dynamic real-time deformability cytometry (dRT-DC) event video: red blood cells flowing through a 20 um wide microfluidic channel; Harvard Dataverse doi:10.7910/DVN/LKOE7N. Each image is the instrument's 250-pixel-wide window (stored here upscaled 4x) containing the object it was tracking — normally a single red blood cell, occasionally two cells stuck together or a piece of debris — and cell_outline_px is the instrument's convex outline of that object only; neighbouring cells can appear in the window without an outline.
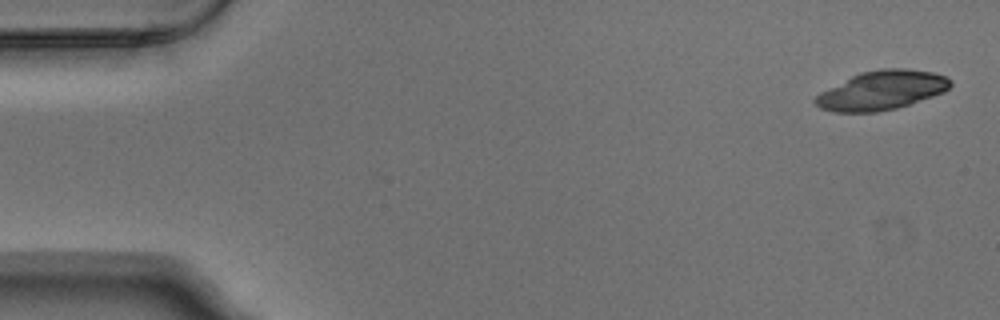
{"species": "Egyptian fruit bat (a non-hibernating species)", "species_latin": "Rousettus aegyptiacus", "temperature_condition": "warm", "stored_images_in_passage": 8, "camera_frame_rate_fps": 3000, "um_per_image_px": 0.085, "animal": {"sex": "male"}, "frame": {"image": 1, "passage_image": 1, "time_ms": 0.0, "image_size_px": [1000, 320], "cell_outline_px": [[952, 84], [944, 92], [896, 108], [876, 112], [832, 112], [820, 108], [812, 100], [820, 92], [860, 72], [880, 68], [904, 68], [932, 72], [944, 76], [952, 80]], "centroid_in_image_um": [74.92, 7.67], "position_along_channel_um": 10.1, "area_um2": 30.58}}
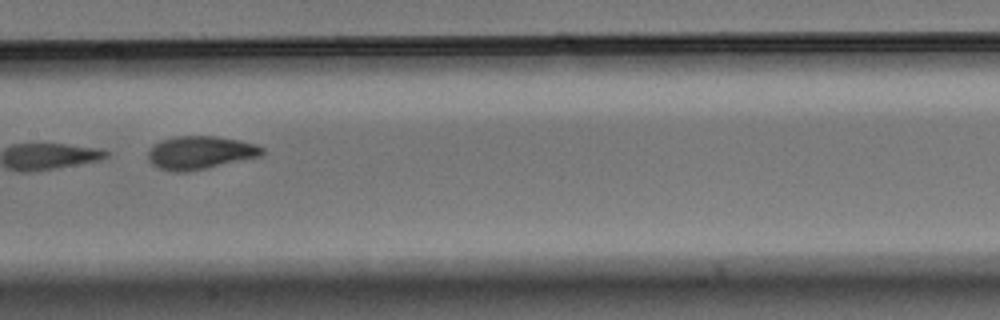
{"frame": {"image": 2, "passage_image": 6, "time_ms": 1.667, "image_size_px": [1000, 320], "cell_outline_px": [[264, 152], [260, 156], [208, 168], [188, 172], [172, 172], [160, 168], [152, 164], [148, 160], [148, 152], [160, 140], [176, 136], [216, 136], [240, 140], [256, 144], [264, 148]], "centroid_in_image_um": [17.02, 12.98], "position_along_channel_um": 190.4, "area_um2": 22.08}}
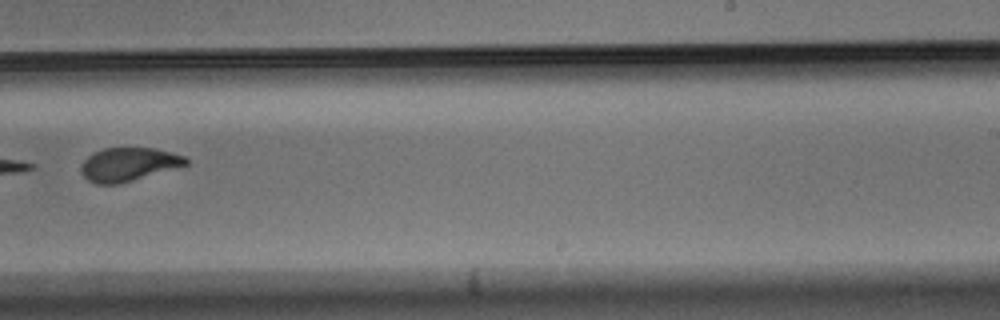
{"frame": {"image": 3, "passage_image": 8, "time_ms": 2.333, "image_size_px": [1000, 320], "cell_outline_px": [[188, 164], [120, 184], [96, 184], [88, 180], [80, 172], [80, 164], [88, 156], [104, 148], [156, 148], [184, 156], [188, 160]], "centroid_in_image_um": [10.89, 13.97], "position_along_channel_um": 278.1, "area_um2": 20.35}}